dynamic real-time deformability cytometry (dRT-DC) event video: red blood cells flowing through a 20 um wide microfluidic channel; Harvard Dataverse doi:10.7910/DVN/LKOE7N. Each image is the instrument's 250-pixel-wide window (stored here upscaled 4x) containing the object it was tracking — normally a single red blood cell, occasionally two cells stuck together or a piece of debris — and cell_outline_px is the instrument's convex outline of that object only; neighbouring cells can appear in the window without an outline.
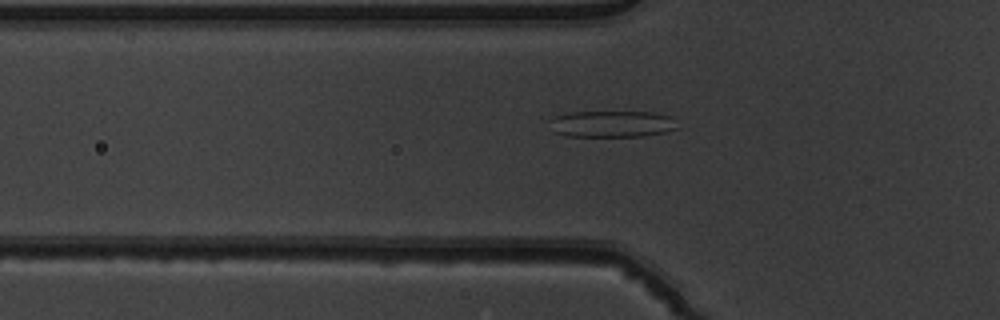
{"species": "common noctule bat (a hibernating species)", "species_latin": "Nyctalus noctula", "temperature_condition": "warm", "stored_images_in_passage": 50, "camera_frame_rate_fps": 3000, "um_per_image_px": 0.085, "animal": {"sex": "male", "body_mass_g": 19.5, "forearm_length_mm": 54.6}, "frame": {"image": 1, "passage_image": 16, "time_ms": 5.0, "image_size_px": [1000, 320], "cell_outline_px": [[680, 128], [664, 132], [644, 136], [568, 136], [552, 132], [552, 120], [556, 116], [568, 112], [656, 112], [672, 116]], "centroid_in_image_um": [52.08, 10.53], "position_along_channel_um": 73.7, "area_um2": 19.83}}
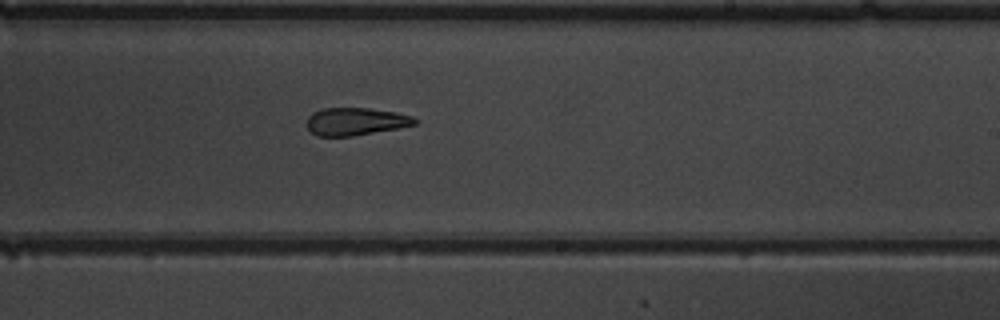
{"frame": {"image": 2, "passage_image": 30, "time_ms": 9.667, "image_size_px": [1000, 320], "cell_outline_px": [[420, 120], [416, 124], [400, 128], [352, 136], [316, 136], [308, 128], [308, 116], [312, 112], [324, 108], [368, 108], [396, 112], [412, 116]], "centroid_in_image_um": [30.26, 10.32], "position_along_channel_um": 258.7, "area_um2": 17.46}}
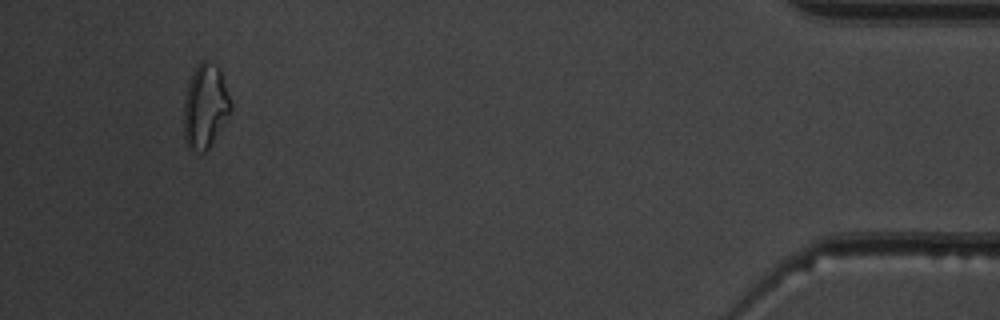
{"frame": {"image": 3, "passage_image": 47, "time_ms": 15.333, "image_size_px": [1000, 320], "cell_outline_px": [[232, 112], [208, 148], [204, 152], [200, 152], [188, 148], [184, 140], [184, 100], [188, 84], [192, 72], [200, 60], [208, 60], [216, 64], [220, 68], [232, 104]], "centroid_in_image_um": [17.45, 9.01], "position_along_channel_um": 417.7, "area_um2": 23.29}, "authors_computed_cell_mechanics": {"area_um2": 19.7965, "velocity_mm_per_s": 3.9579, "shape_relaxation_time_tau1_ms": null, "shape_relaxation_time_tau2_ms": 3.4279, "deformation_change_tau1": null, "deformation_change_tau2": 0.132}}